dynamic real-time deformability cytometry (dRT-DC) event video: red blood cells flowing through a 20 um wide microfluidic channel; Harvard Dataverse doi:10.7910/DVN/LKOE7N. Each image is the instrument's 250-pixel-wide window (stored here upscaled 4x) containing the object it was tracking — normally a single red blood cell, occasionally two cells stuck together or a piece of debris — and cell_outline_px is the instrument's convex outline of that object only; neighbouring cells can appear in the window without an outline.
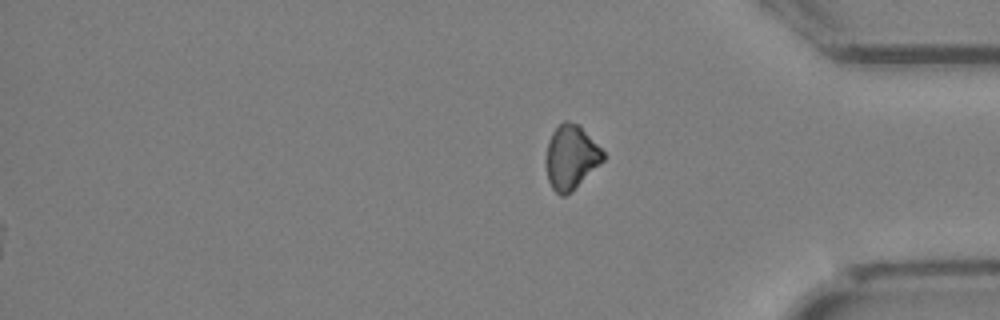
{"species": "Egyptian fruit bat (a non-hibernating species)", "species_latin": "Rousettus aegyptiacus", "temperature_condition": "cold", "stored_images_in_passage": 31, "segment_of_instrument_passage": [2, 2], "camera_frame_rate_fps": 3000, "um_per_image_px": 0.085, "animal": {"sex": "female"}, "frame": {"image": 1, "passage_image": 31, "time_ms": 10.0, "image_size_px": [1000, 320], "cell_outline_px": [[604, 160], [564, 196], [560, 196], [552, 188], [548, 180], [544, 160], [548, 140], [552, 132], [564, 120], [568, 120], [580, 124], [604, 152]], "centroid_in_image_um": [48.49, 13.31], "position_along_channel_um": 386.7, "area_um2": 21.27}}